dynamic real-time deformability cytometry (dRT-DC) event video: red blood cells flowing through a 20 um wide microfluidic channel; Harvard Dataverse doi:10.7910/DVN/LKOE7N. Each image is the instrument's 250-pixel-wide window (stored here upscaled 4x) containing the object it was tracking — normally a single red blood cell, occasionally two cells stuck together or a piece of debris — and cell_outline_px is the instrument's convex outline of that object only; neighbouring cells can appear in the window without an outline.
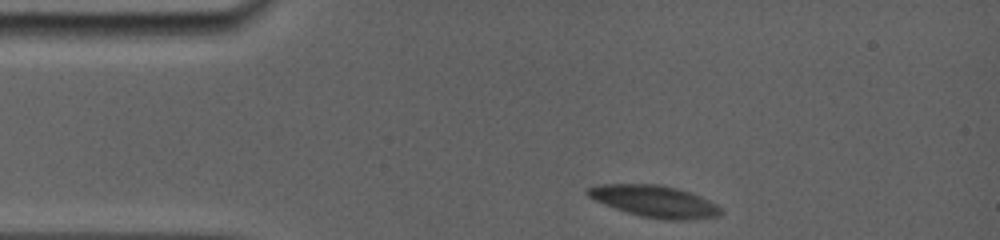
{"species": "common noctule bat (a hibernating species)", "species_latin": "Nyctalus noctula", "temperature_condition": "room temperature", "stored_images_in_passage": 27, "camera_frame_rate_fps": 5000, "um_per_image_px": 0.085, "animal": {"sex": "female", "body_mass_g": 19.0, "forearm_length_mm": 56.7}, "frame": {"image": 1, "passage_image": 1, "time_ms": 0.0, "image_size_px": [1000, 240], "cell_outline_px": [[724, 212], [720, 216], [688, 220], [668, 220], [640, 216], [604, 204], [588, 196], [584, 192], [588, 188], [600, 184], [660, 184], [676, 188], [700, 196], [716, 204]], "centroid_in_image_um": [55.66, 17.11], "position_along_channel_um": 29.3, "area_um2": 24.51}}
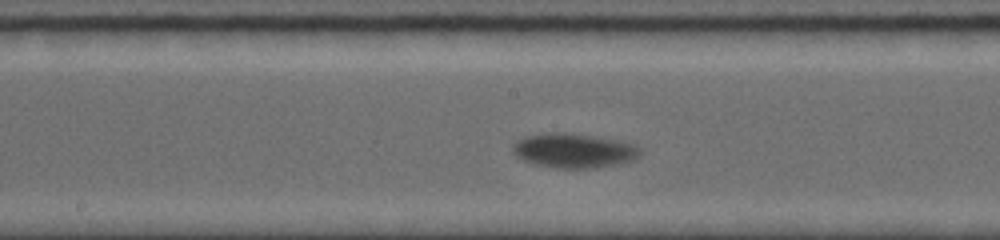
{"frame": {"image": 2, "passage_image": 16, "time_ms": 6.0, "image_size_px": [1000, 240], "cell_outline_px": [[640, 156], [636, 160], [620, 164], [592, 168], [556, 168], [536, 164], [524, 160], [516, 156], [512, 152], [512, 144], [516, 140], [524, 136], [548, 132], [568, 132], [620, 140], [636, 144], [640, 148]], "centroid_in_image_um": [48.8, 12.79], "position_along_channel_um": 199.4, "area_um2": 26.07}}
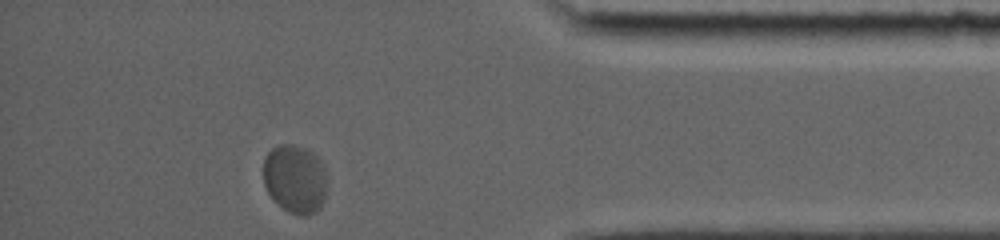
{"frame": {"image": 3, "passage_image": 27, "time_ms": 12.4, "image_size_px": [1000, 240], "cell_outline_px": [[328, 184], [324, 200], [320, 208], [316, 212], [304, 216], [300, 216], [288, 212], [268, 192], [264, 184], [264, 156], [272, 148], [280, 144], [292, 144], [304, 148], [312, 152], [324, 164], [328, 180]], "centroid_in_image_um": [25.12, 15.2], "position_along_channel_um": 410.1, "area_um2": 25.78}, "authors_computed_cell_mechanics": {"area_um2": 24.854, "velocity_mm_per_s": 3.5679, "shape_relaxation_time_tau1_ms": 3.3768, "shape_relaxation_time_tau2_ms": null, "deformation_change_tau1": 0.1227, "deformation_change_tau2": null}}